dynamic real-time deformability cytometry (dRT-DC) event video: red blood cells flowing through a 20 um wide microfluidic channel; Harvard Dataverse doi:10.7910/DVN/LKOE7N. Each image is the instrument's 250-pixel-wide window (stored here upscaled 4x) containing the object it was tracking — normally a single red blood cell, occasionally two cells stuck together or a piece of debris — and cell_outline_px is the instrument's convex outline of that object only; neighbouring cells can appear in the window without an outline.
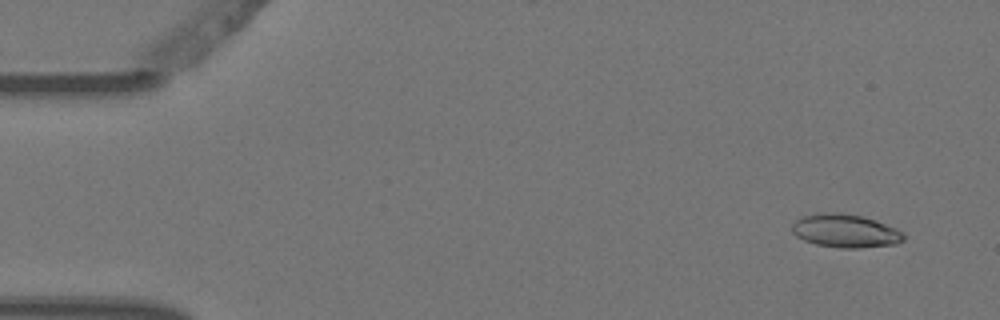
{"species": "Egyptian fruit bat (a non-hibernating species)", "species_latin": "Rousettus aegyptiacus", "temperature_condition": "warm", "stored_images_in_passage": 6, "camera_frame_rate_fps": 3000, "um_per_image_px": 0.085, "animal": {"sex": "female"}, "frame": {"image": 1, "passage_image": 1, "time_ms": 0.0, "image_size_px": [1000, 320], "cell_outline_px": [[904, 240], [896, 244], [860, 248], [840, 248], [816, 244], [804, 240], [796, 236], [792, 232], [792, 224], [796, 220], [804, 216], [816, 212], [840, 212], [864, 216], [876, 220], [896, 228], [904, 232]], "centroid_in_image_um": [71.86, 19.61], "position_along_channel_um": 13.1, "area_um2": 21.96}}
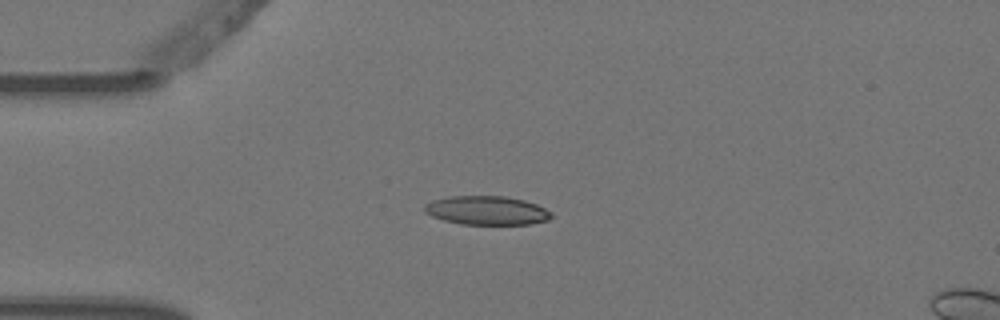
{"frame": {"image": 2, "passage_image": 4, "time_ms": 1.0, "image_size_px": [1000, 320], "cell_outline_px": [[552, 216], [548, 220], [532, 224], [460, 224], [444, 220], [432, 216], [424, 212], [424, 204], [432, 200], [448, 196], [504, 196], [524, 200], [536, 204], [552, 212]], "centroid_in_image_um": [41.36, 17.88], "position_along_channel_um": 43.6, "area_um2": 21.39}}
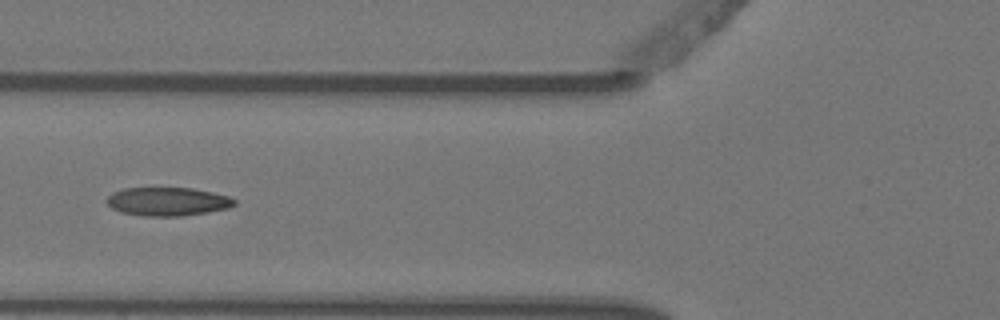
{"frame": {"image": 3, "passage_image": 6, "time_ms": 1.667, "image_size_px": [1000, 320], "cell_outline_px": [[236, 204], [228, 208], [208, 212], [180, 216], [144, 216], [120, 212], [112, 208], [104, 200], [112, 192], [124, 188], [192, 188], [212, 192], [228, 196], [236, 200]], "centroid_in_image_um": [14.22, 17.13], "position_along_channel_um": 111.6, "area_um2": 21.27}}